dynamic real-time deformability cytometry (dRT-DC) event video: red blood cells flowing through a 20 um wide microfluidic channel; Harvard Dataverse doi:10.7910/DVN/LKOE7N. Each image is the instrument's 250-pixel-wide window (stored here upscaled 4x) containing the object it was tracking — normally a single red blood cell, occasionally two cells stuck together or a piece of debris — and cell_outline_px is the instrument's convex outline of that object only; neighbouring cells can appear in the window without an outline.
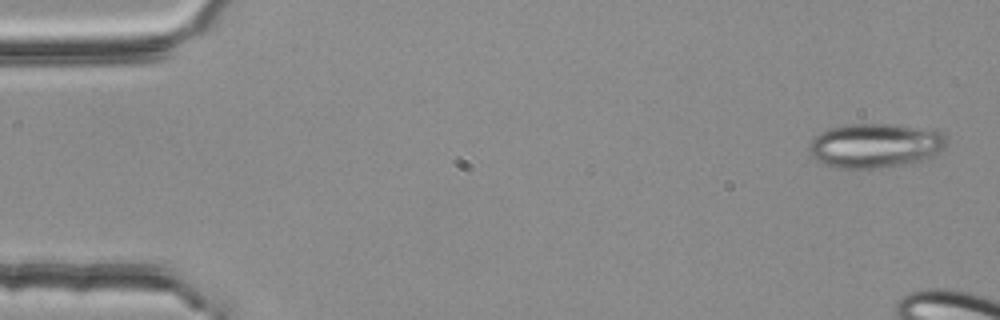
{"species": "common noctule bat (a hibernating species)", "species_latin": "Nyctalus noctula", "temperature_condition": "room temperature", "stored_images_in_passage": 4, "camera_frame_rate_fps": 3000, "um_per_image_px": 0.085, "animal": {"sex": "female", "body_mass_g": 25.1}, "frame": {"image": 1, "passage_image": 1, "time_ms": 0.0, "image_size_px": [1000, 320], "cell_outline_px": [[948, 140], [944, 148], [936, 156], [920, 160], [900, 164], [876, 168], [840, 168], [828, 164], [812, 156], [808, 148], [808, 144], [816, 136], [832, 128], [848, 124], [888, 124], [936, 128]], "centroid_in_image_um": [74.47, 12.35], "position_along_channel_um": 10.5, "area_um2": 35.32}}